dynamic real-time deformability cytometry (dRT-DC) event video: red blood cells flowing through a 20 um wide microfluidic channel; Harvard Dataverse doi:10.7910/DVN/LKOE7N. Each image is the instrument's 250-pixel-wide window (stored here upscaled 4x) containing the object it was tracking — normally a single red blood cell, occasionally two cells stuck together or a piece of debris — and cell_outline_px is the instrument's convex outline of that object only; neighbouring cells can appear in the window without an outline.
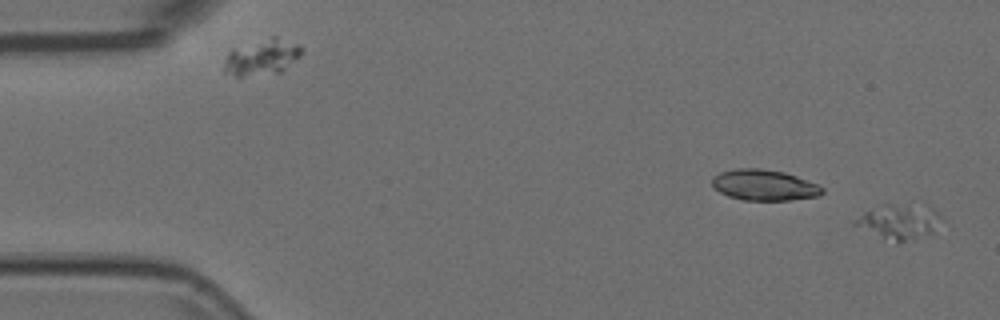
{"species": "Egyptian fruit bat (a non-hibernating species)", "species_latin": "Rousettus aegyptiacus", "temperature_condition": "room temperature", "stored_images_in_passage": 18, "camera_frame_rate_fps": 3000, "um_per_image_px": 0.085, "animal": {"sex": "female"}, "frame": {"image": 1, "passage_image": 1, "time_ms": 0.0, "image_size_px": [1000, 320], "cell_outline_px": [[940, 216], [932, 232], [904, 240], [896, 240], [884, 236], [852, 224], [852, 220], [864, 212], [884, 204], [888, 204], [932, 208]], "centroid_in_image_um": [76.36, 18.79], "position_along_channel_um": 8.6, "area_um2": 15.95}}
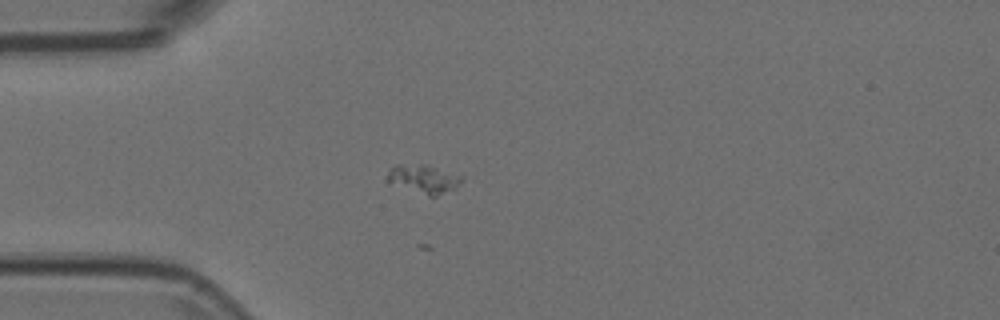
{"frame": {"image": 2, "passage_image": 14, "time_ms": 4.333, "image_size_px": [1000, 320], "cell_outline_px": [[464, 180], [456, 188], [436, 196], [428, 196], [388, 180], [388, 172], [396, 164], [428, 164]], "centroid_in_image_um": [36.02, 15.2], "position_along_channel_um": 49.0, "area_um2": 11.68}}
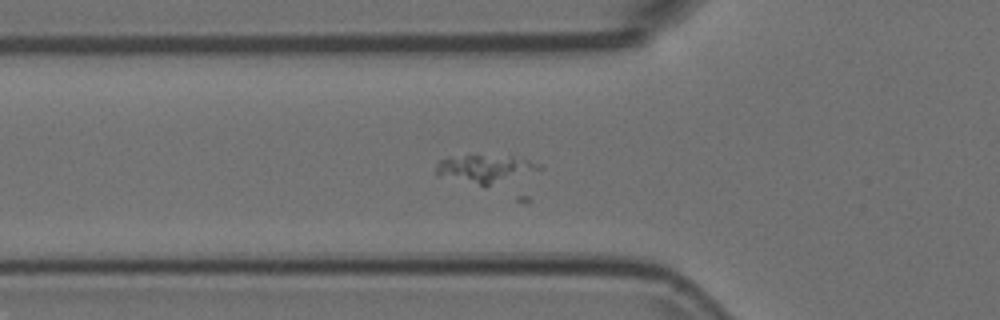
{"frame": {"image": 3, "passage_image": 18, "time_ms": 5.667, "image_size_px": [1000, 320], "cell_outline_px": [[544, 168], [484, 188], [436, 176], [436, 164], [440, 160], [448, 156], [512, 156], [528, 160], [540, 164]], "centroid_in_image_um": [41.16, 14.38], "position_along_channel_um": 84.6, "area_um2": 17.22}}